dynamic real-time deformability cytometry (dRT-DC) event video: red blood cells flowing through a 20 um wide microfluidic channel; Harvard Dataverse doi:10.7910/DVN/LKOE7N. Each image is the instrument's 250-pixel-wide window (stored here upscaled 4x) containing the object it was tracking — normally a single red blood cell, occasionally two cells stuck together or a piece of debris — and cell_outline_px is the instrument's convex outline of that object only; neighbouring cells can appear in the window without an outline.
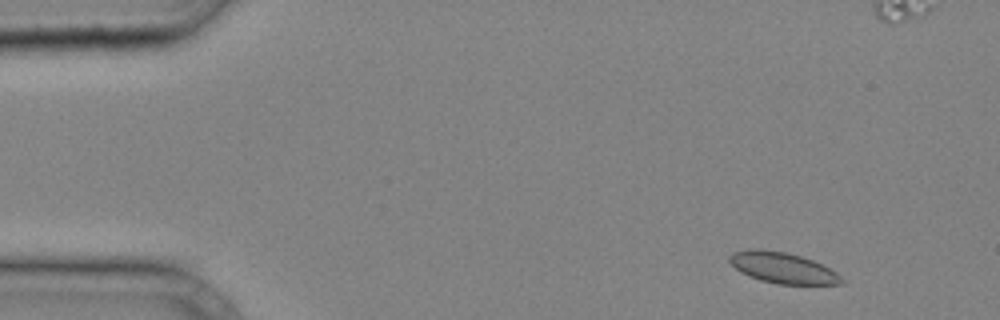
{"species": "common noctule bat (a hibernating species)", "species_latin": "Nyctalus noctula", "temperature_condition": "cold", "stored_images_in_passage": 33, "camera_frame_rate_fps": 3000, "um_per_image_px": 0.085, "animal": {"sex": "male", "body_mass_g": 20.4}, "frame": {"image": 1, "passage_image": 3, "time_ms": 0.667, "image_size_px": [1000, 320], "cell_outline_px": [[844, 284], [776, 284], [760, 280], [748, 276], [740, 272], [728, 260], [728, 256], [732, 252], [752, 248], [760, 248], [784, 252], [800, 256], [812, 260], [836, 272], [844, 280]], "centroid_in_image_um": [66.48, 22.76], "position_along_channel_um": 18.5, "area_um2": 20.17}}
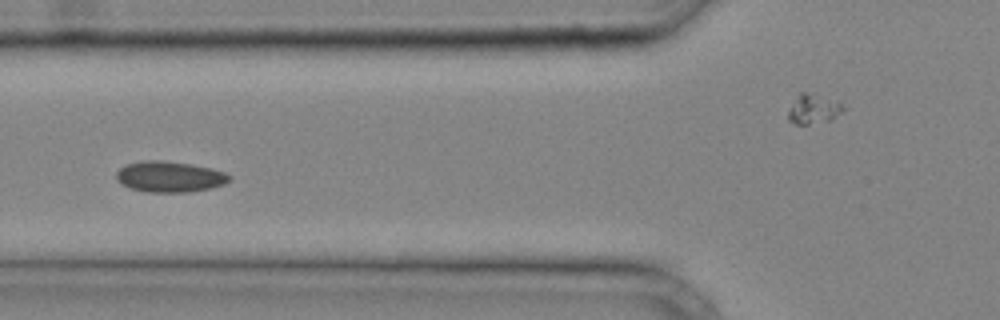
{"frame": {"image": 2, "passage_image": 14, "time_ms": 4.333, "image_size_px": [1000, 320], "cell_outline_px": [[232, 176], [224, 184], [212, 188], [188, 192], [148, 192], [132, 188], [116, 180], [116, 172], [124, 164], [144, 160], [160, 160], [192, 164], [212, 168], [224, 172]], "centroid_in_image_um": [14.42, 15.01], "position_along_channel_um": 111.4, "area_um2": 20.35}}
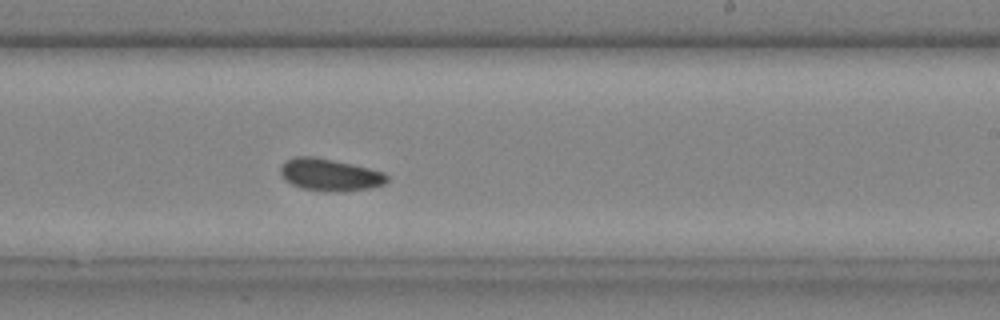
{"frame": {"image": 3, "passage_image": 23, "time_ms": 7.333, "image_size_px": [1000, 320], "cell_outline_px": [[388, 180], [384, 184], [368, 188], [344, 192], [336, 192], [300, 188], [284, 180], [280, 172], [280, 168], [288, 160], [296, 156], [312, 156], [352, 164], [384, 172], [388, 176]], "centroid_in_image_um": [28.04, 14.87], "position_along_channel_um": 261.0, "area_um2": 19.83}}